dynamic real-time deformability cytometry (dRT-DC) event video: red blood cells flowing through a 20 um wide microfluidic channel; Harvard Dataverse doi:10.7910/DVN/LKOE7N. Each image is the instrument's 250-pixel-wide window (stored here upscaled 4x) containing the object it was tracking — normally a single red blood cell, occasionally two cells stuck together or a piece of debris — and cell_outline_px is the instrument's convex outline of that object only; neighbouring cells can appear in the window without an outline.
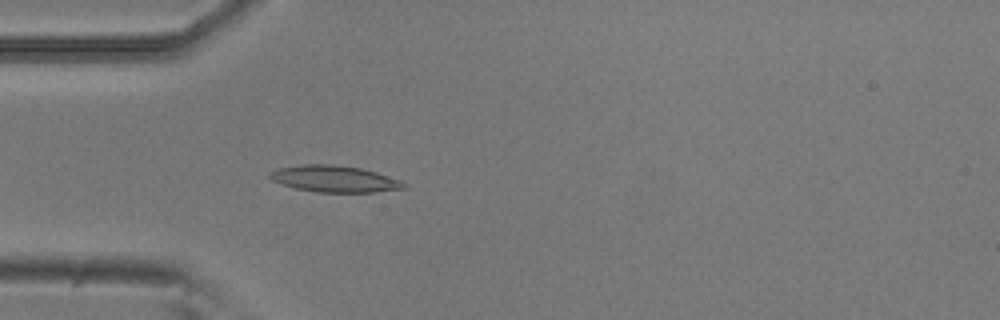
{"species": "common noctule bat (a hibernating species)", "species_latin": "Nyctalus noctula", "temperature_condition": "room temperature", "stored_images_in_passage": 5, "camera_frame_rate_fps": 3000, "um_per_image_px": 0.085, "animal": {"sex": "male", "body_mass_g": 20.5, "forearm_length_mm": 52.5}, "frame": {"image": 1, "passage_image": 5, "time_ms": 1.333, "image_size_px": [1000, 320], "cell_outline_px": [[408, 188], [376, 192], [316, 192], [296, 188], [280, 184], [272, 180], [268, 176], [268, 172], [280, 168], [304, 164], [332, 164], [360, 168], [376, 172], [408, 184]], "centroid_in_image_um": [28.42, 15.21], "position_along_channel_um": 56.6, "area_um2": 20.69}}